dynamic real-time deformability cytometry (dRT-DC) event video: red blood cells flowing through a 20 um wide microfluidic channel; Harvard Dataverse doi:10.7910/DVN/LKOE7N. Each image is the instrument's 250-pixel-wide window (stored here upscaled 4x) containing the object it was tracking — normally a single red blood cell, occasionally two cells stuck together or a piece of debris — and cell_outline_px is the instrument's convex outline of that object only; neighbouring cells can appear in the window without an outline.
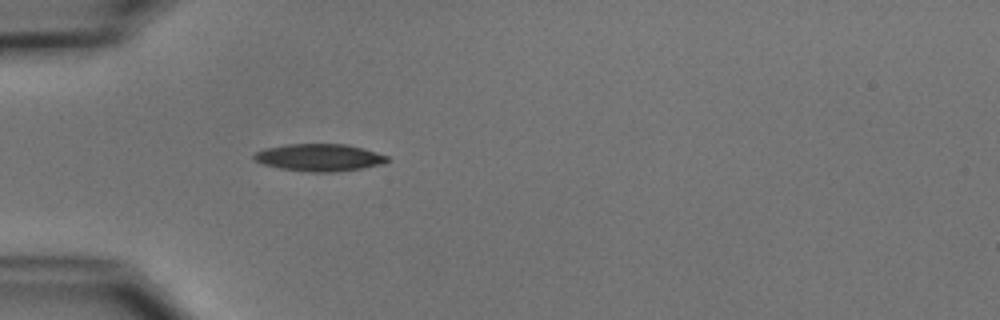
{"species": "common noctule bat (a hibernating species)", "species_latin": "Nyctalus noctula", "temperature_condition": "cold", "stored_images_in_passage": 38, "camera_frame_rate_fps": 3000, "um_per_image_px": 0.085, "animal": {"sex": "male", "body_mass_g": 15.6}, "frame": {"image": 1, "passage_image": 1, "time_ms": 0.0, "image_size_px": [1000, 320], "cell_outline_px": [[388, 160], [384, 164], [364, 168], [336, 172], [312, 172], [280, 168], [264, 164], [256, 160], [252, 156], [256, 152], [264, 148], [288, 144], [348, 144], [364, 148], [388, 156]], "centroid_in_image_um": [27.18, 13.38], "position_along_channel_um": 57.8, "area_um2": 21.21}}
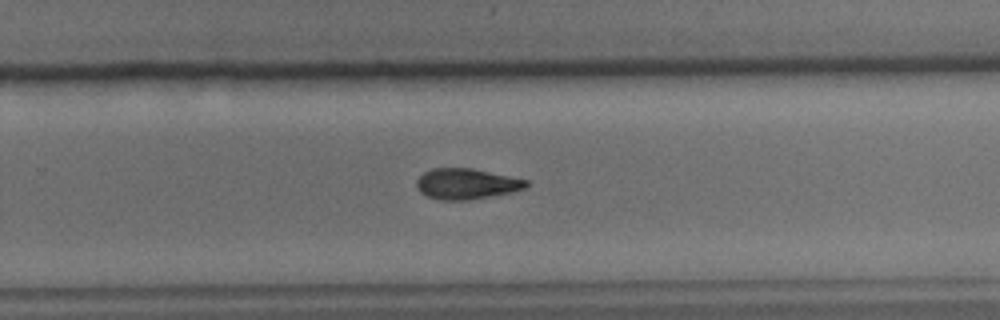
{"frame": {"image": 2, "passage_image": 20, "time_ms": 6.333, "image_size_px": [1000, 320], "cell_outline_px": [[528, 184], [524, 188], [512, 192], [468, 200], [440, 200], [428, 196], [420, 192], [416, 188], [416, 180], [424, 172], [432, 168], [472, 168], [528, 180]], "centroid_in_image_um": [39.62, 15.62], "position_along_channel_um": 290.2, "area_um2": 19.54}}
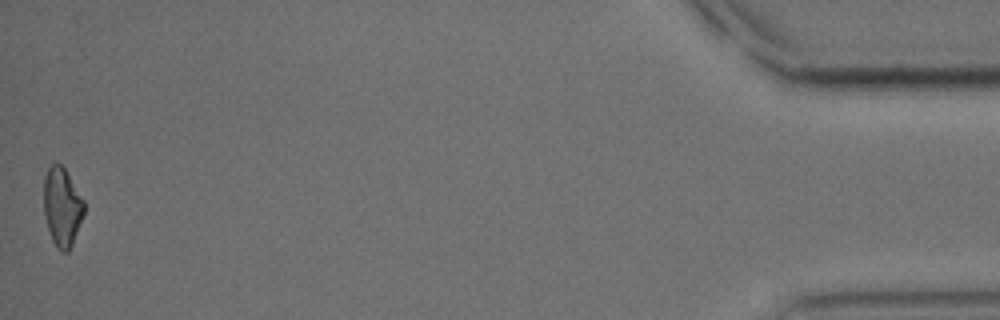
{"frame": {"image": 3, "passage_image": 38, "time_ms": 12.333, "image_size_px": [1000, 320], "cell_outline_px": [[84, 216], [72, 244], [68, 252], [60, 252], [56, 248], [52, 240], [48, 228], [44, 212], [44, 176], [48, 168], [56, 160], [64, 168], [84, 200]], "centroid_in_image_um": [5.28, 17.59], "position_along_channel_um": 429.9, "area_um2": 18.55}, "authors_computed_cell_mechanics": {"area_um2": 19.8254, "velocity_mm_per_s": 3.7677, "shape_relaxation_time_tau1_ms": 3.3826, "shape_relaxation_time_tau2_ms": null, "deformation_change_tau1": 0.1435, "deformation_change_tau2": null}}